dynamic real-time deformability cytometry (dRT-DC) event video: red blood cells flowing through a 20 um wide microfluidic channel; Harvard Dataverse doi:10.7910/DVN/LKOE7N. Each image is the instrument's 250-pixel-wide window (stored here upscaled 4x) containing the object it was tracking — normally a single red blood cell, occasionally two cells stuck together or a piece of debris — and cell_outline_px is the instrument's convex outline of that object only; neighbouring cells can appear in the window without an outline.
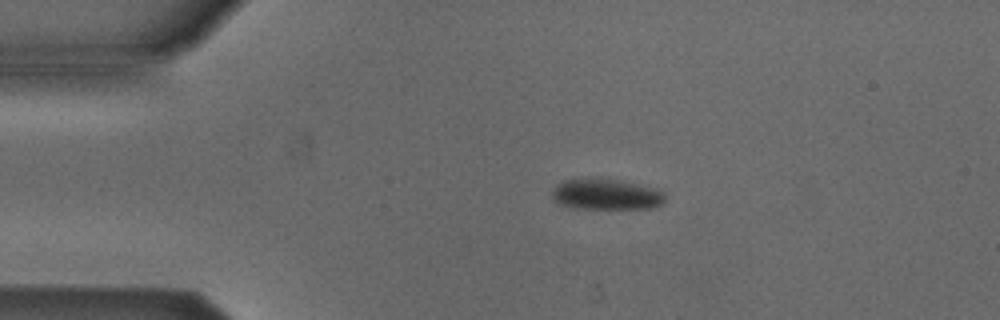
{"species": "Egyptian fruit bat (a non-hibernating species)", "species_latin": "Rousettus aegyptiacus", "temperature_condition": "cold", "stored_images_in_passage": 3, "camera_frame_rate_fps": 3000, "um_per_image_px": 0.085, "animal": {"sex": "male"}, "frame": {"image": 1, "passage_image": 2, "time_ms": 0.333, "image_size_px": [1000, 320], "cell_outline_px": [[664, 200], [660, 204], [648, 208], [572, 208], [560, 204], [552, 200], [552, 192], [556, 184], [564, 180], [616, 180], [648, 188], [660, 192], [664, 196]], "centroid_in_image_um": [51.4, 16.55], "position_along_channel_um": 33.6, "area_um2": 19.25}}